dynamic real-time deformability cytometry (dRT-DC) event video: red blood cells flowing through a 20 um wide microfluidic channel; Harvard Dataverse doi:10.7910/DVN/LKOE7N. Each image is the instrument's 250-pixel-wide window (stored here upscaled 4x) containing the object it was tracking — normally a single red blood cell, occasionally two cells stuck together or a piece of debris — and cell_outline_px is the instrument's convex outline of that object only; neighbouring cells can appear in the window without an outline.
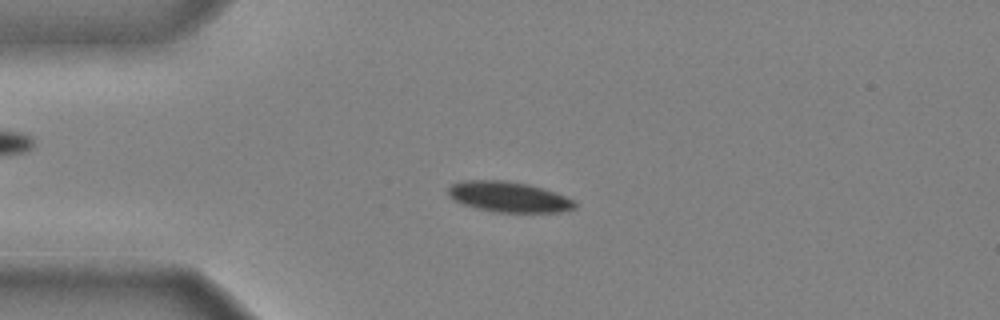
{"species": "common noctule bat (a hibernating species)", "species_latin": "Nyctalus noctula", "temperature_condition": "cold", "stored_images_in_passage": 47, "camera_frame_rate_fps": 3000, "um_per_image_px": 0.085, "animal": {"sex": "male", "body_mass_g": 20.4}, "frame": {"image": 1, "passage_image": 11, "time_ms": 3.333, "image_size_px": [1000, 320], "cell_outline_px": [[576, 208], [560, 212], [496, 212], [464, 204], [448, 196], [448, 188], [452, 184], [464, 180], [504, 180], [528, 184], [564, 196], [572, 200], [576, 204]], "centroid_in_image_um": [43.22, 16.73], "position_along_channel_um": 41.8, "area_um2": 22.08}}
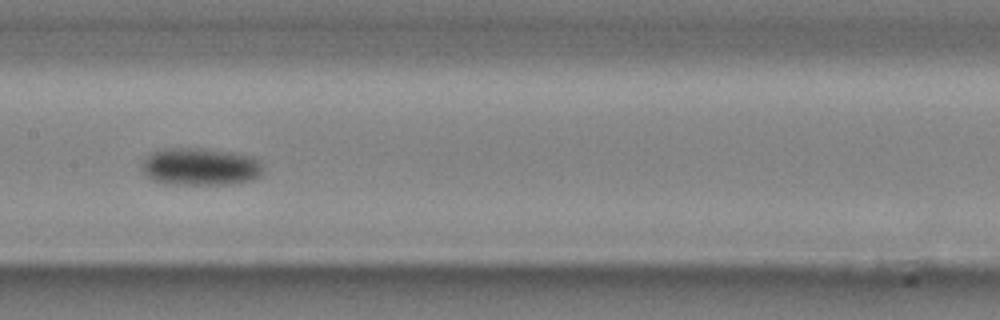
{"frame": {"image": 2, "passage_image": 24, "time_ms": 7.667, "image_size_px": [1000, 320], "cell_outline_px": [[264, 172], [260, 176], [252, 180], [236, 184], [164, 184], [148, 176], [144, 172], [144, 160], [152, 152], [164, 148], [204, 148], [236, 152], [252, 156], [260, 160]], "centroid_in_image_um": [17.12, 14.16], "position_along_channel_um": 190.3, "area_um2": 26.7}}
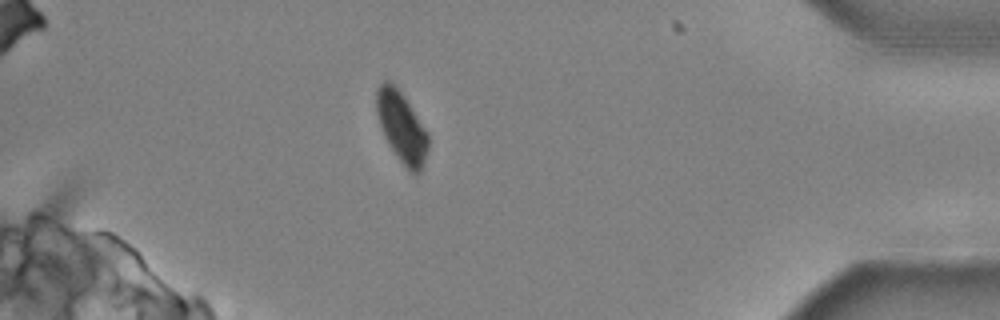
{"frame": {"image": 3, "passage_image": 43, "time_ms": 14.0, "image_size_px": [1000, 320], "cell_outline_px": [[428, 148], [420, 172], [416, 176], [408, 172], [396, 156], [388, 144], [384, 136], [376, 112], [376, 92], [380, 84], [384, 80], [388, 80], [400, 92], [428, 132]], "centroid_in_image_um": [34.13, 10.86], "position_along_channel_um": 401.1, "area_um2": 21.1}, "authors_computed_cell_mechanics": {"area_um2": 23.4668, "velocity_mm_per_s": 3.9324, "shape_relaxation_time_tau1_ms": 2.6855, "shape_relaxation_time_tau2_ms": null, "deformation_change_tau1": 0.1199, "deformation_change_tau2": null}}